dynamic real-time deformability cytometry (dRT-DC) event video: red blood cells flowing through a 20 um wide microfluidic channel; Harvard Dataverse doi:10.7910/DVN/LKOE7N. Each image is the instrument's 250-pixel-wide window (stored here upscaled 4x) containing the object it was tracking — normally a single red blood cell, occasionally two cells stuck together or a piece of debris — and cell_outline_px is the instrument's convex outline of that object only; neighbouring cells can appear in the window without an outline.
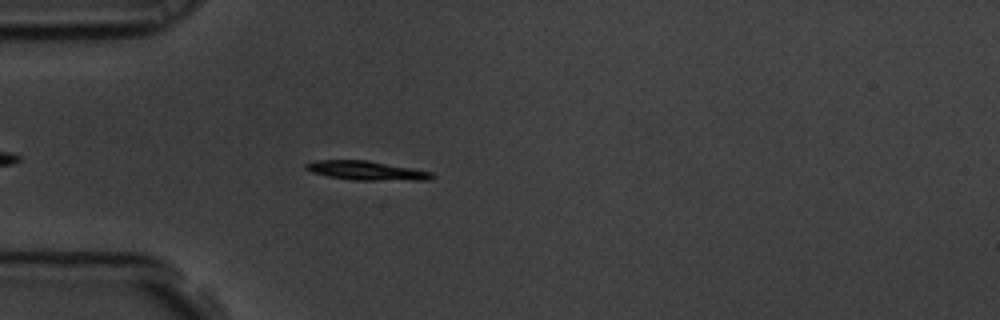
{"species": "common noctule bat (a hibernating species)", "species_latin": "Nyctalus noctula", "temperature_condition": "room temperature", "stored_images_in_passage": 48, "camera_frame_rate_fps": 3000, "um_per_image_px": 0.085, "animal": {"sex": "male", "body_mass_g": 19.5, "forearm_length_mm": 54.6}, "frame": {"image": 1, "passage_image": 7, "time_ms": 2.0, "image_size_px": [1000, 320], "cell_outline_px": [[436, 176], [428, 180], [356, 180], [328, 176], [312, 172], [304, 168], [304, 164], [316, 160], [368, 160], [412, 168], [432, 172]], "centroid_in_image_um": [31.15, 14.49], "position_along_channel_um": 53.8, "area_um2": 13.99}}
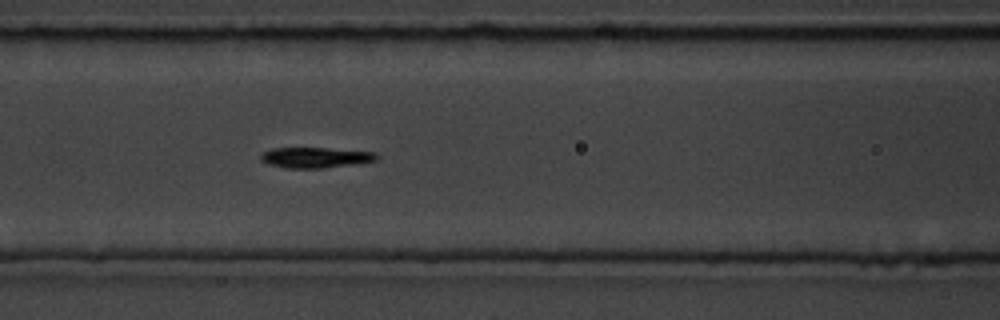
{"frame": {"image": 2, "passage_image": 15, "time_ms": 4.667, "image_size_px": [1000, 320], "cell_outline_px": [[380, 156], [376, 160], [352, 164], [324, 168], [284, 168], [268, 164], [260, 160], [260, 156], [264, 152], [272, 148], [328, 148], [376, 152]], "centroid_in_image_um": [26.81, 13.39], "position_along_channel_um": 139.8, "area_um2": 13.87}}
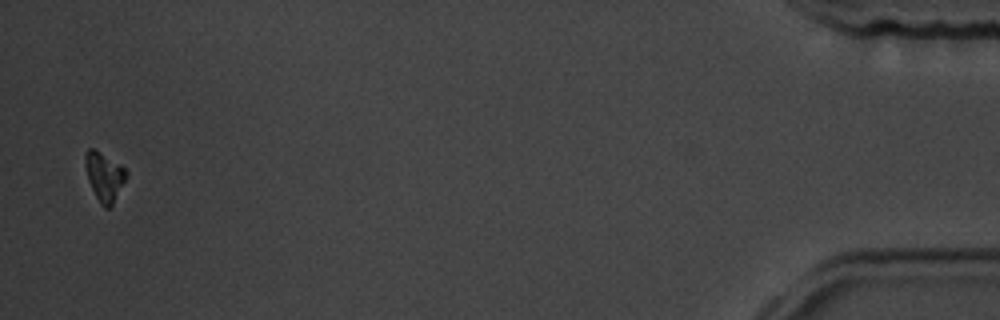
{"frame": {"image": 3, "passage_image": 47, "time_ms": 15.333, "image_size_px": [1000, 320], "cell_outline_px": [[128, 172], [112, 204], [108, 208], [104, 208], [100, 204], [88, 180], [84, 164], [84, 152], [88, 148], [96, 148], [120, 164]], "centroid_in_image_um": [8.82, 14.94], "position_along_channel_um": 426.4, "area_um2": 11.62}}